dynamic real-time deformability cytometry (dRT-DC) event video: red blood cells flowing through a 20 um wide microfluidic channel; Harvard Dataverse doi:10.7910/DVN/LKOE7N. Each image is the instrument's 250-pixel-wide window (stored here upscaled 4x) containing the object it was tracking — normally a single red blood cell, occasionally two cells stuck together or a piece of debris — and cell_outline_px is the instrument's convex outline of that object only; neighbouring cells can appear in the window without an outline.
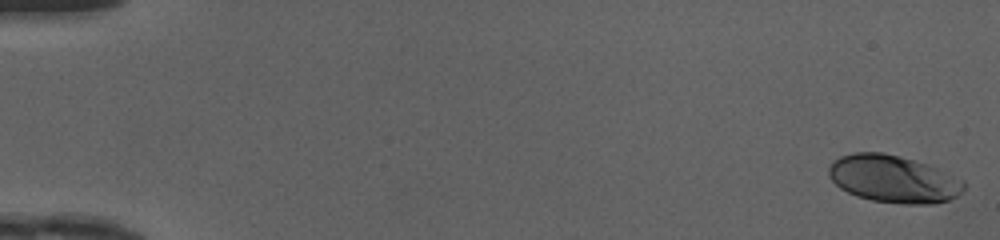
{"species": "human", "species_latin": "Homo sapiens", "temperature_condition": "cold", "stored_images_in_passage": 50, "camera_frame_rate_fps": 3000, "um_per_image_px": 0.085, "donor": {"sex": "female"}, "frame": {"image": 1, "passage_image": 1, "time_ms": 0.0, "image_size_px": [1000, 240], "cell_outline_px": [[968, 184], [956, 196], [948, 200], [936, 204], [904, 204], [872, 200], [856, 196], [840, 188], [828, 176], [828, 168], [832, 160], [840, 156], [856, 152], [884, 152], [900, 156], [928, 164], [964, 180]], "centroid_in_image_um": [75.94, 15.21], "position_along_channel_um": 9.1, "area_um2": 37.57}}
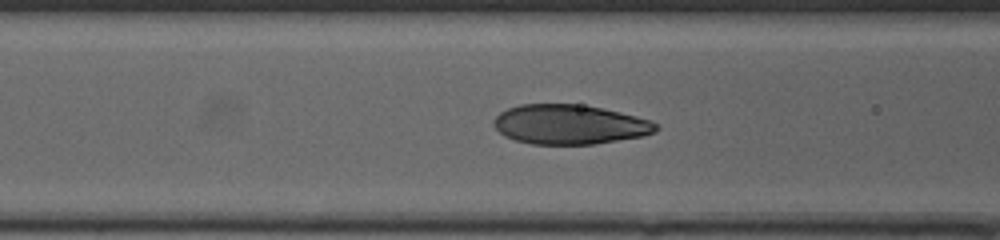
{"frame": {"image": 2, "passage_image": 21, "time_ms": 6.667, "image_size_px": [1000, 240], "cell_outline_px": [[660, 128], [656, 132], [644, 136], [592, 144], [532, 144], [516, 140], [504, 136], [496, 128], [492, 120], [500, 112], [508, 108], [520, 104], [576, 104], [600, 108], [620, 112], [652, 120]], "centroid_in_image_um": [48.43, 10.58], "position_along_channel_um": 118.2, "area_um2": 37.4}}
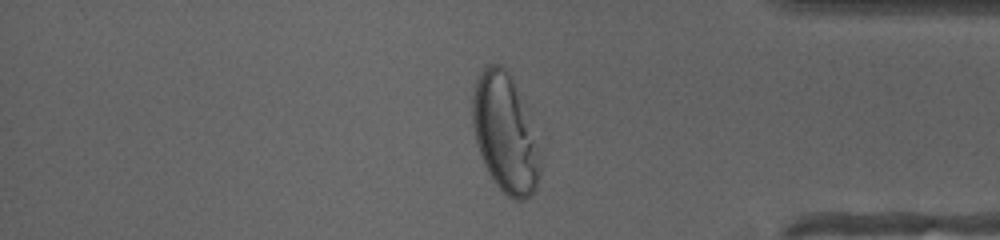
{"frame": {"image": 3, "passage_image": 42, "time_ms": 13.667, "image_size_px": [1000, 240], "cell_outline_px": [[544, 152], [540, 176], [536, 188], [532, 196], [524, 200], [516, 200], [508, 196], [496, 184], [488, 172], [484, 164], [476, 144], [472, 124], [472, 92], [476, 80], [480, 72], [488, 64], [500, 64], [512, 76], [544, 148]], "centroid_in_image_um": [43.0, 11.35], "position_along_channel_um": 392.2, "area_um2": 48.26}, "authors_computed_cell_mechanics": {"area_um2": 38.2925, "velocity_mm_per_s": 4.1573, "shape_relaxation_time_tau1_ms": 3.5224, "shape_relaxation_time_tau2_ms": null, "deformation_change_tau1": 0.2044, "deformation_change_tau2": null}}